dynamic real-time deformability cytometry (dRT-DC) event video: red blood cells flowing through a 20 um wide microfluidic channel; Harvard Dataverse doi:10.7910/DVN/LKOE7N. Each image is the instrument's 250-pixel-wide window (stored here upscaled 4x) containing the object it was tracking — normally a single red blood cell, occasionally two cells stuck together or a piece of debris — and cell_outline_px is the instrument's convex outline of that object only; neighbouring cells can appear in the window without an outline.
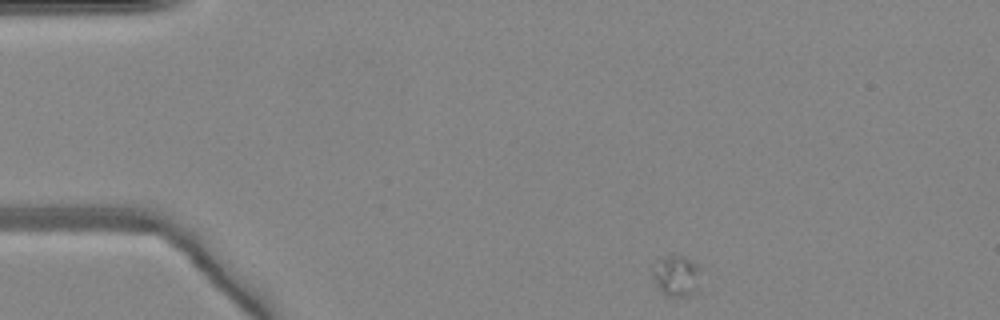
{"species": "common noctule bat (a hibernating species)", "species_latin": "Nyctalus noctula", "temperature_condition": "warm", "stored_images_in_passage": 44, "camera_frame_rate_fps": 3000, "um_per_image_px": 0.085, "animal": {"sex": "female", "body_mass_g": 24.6, "forearm_length_mm": 56.2}, "frame": {"image": 1, "passage_image": 1, "time_ms": 0.0, "image_size_px": [1000, 320], "cell_outline_px": [[700, 268], [696, 288], [692, 296], [664, 296], [660, 292], [652, 276], [652, 268], [660, 256], [684, 256], [696, 264]], "centroid_in_image_um": [57.44, 23.45], "position_along_channel_um": 27.6, "area_um2": 11.5}}
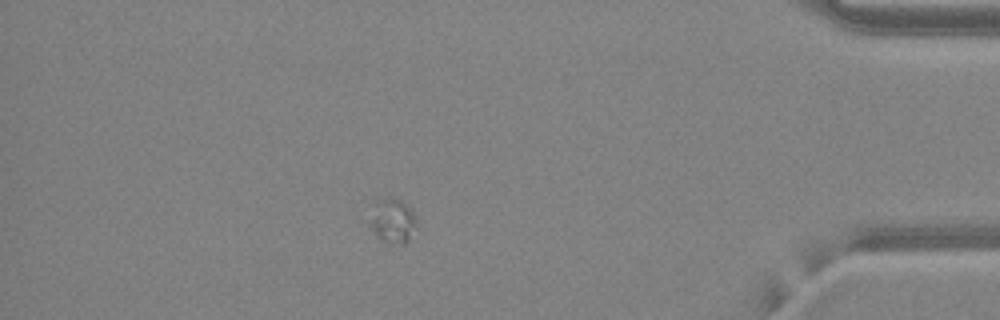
{"frame": {"image": 2, "passage_image": 38, "time_ms": 12.333, "image_size_px": [1000, 320], "cell_outline_px": [[416, 228], [408, 240], [404, 244], [392, 244], [380, 240], [372, 228], [372, 220], [376, 200], [380, 196], [388, 196], [404, 200], [408, 204], [416, 216]], "centroid_in_image_um": [33.43, 18.72], "position_along_channel_um": 401.8, "area_um2": 12.2}}